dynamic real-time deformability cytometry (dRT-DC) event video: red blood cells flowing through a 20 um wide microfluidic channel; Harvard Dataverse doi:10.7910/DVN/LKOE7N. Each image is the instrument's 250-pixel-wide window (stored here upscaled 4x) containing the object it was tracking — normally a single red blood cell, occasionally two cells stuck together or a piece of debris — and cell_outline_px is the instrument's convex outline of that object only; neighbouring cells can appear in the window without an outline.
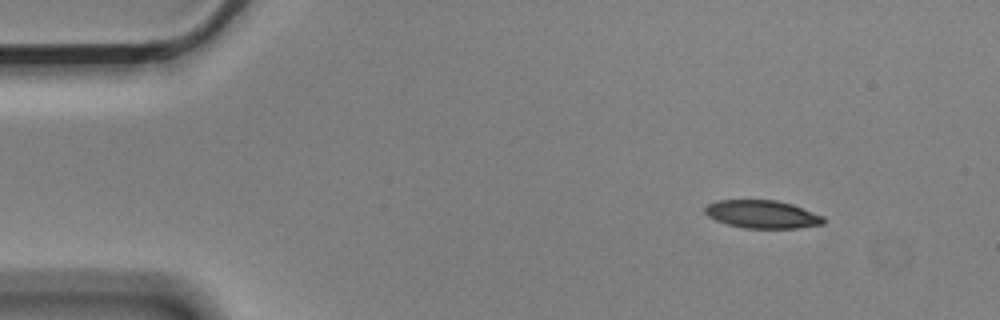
{"species": "Egyptian fruit bat (a non-hibernating species)", "species_latin": "Rousettus aegyptiacus", "temperature_condition": "cold", "stored_images_in_passage": 7, "camera_frame_rate_fps": 3000, "um_per_image_px": 0.085, "animal": {"sex": "male"}, "frame": {"image": 1, "passage_image": 1, "time_ms": 0.0, "image_size_px": [1000, 320], "cell_outline_px": [[824, 224], [796, 228], [744, 228], [728, 224], [716, 220], [708, 216], [704, 212], [704, 208], [708, 204], [716, 200], [776, 200], [792, 204], [824, 216]], "centroid_in_image_um": [64.78, 18.21], "position_along_channel_um": 20.2, "area_um2": 19.31}}
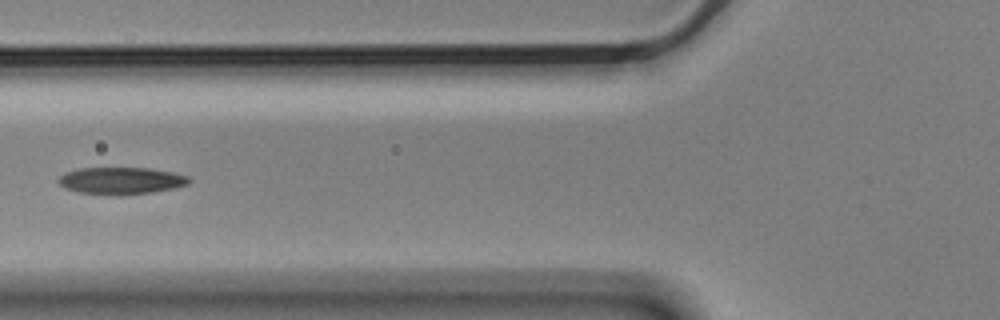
{"frame": {"image": 2, "passage_image": 5, "time_ms": 1.333, "image_size_px": [1000, 320], "cell_outline_px": [[192, 180], [188, 184], [172, 188], [152, 192], [120, 196], [116, 196], [80, 192], [68, 188], [60, 184], [56, 180], [64, 172], [80, 168], [148, 168], [172, 172], [188, 176]], "centroid_in_image_um": [10.29, 15.36], "position_along_channel_um": 115.5, "area_um2": 20.58}}
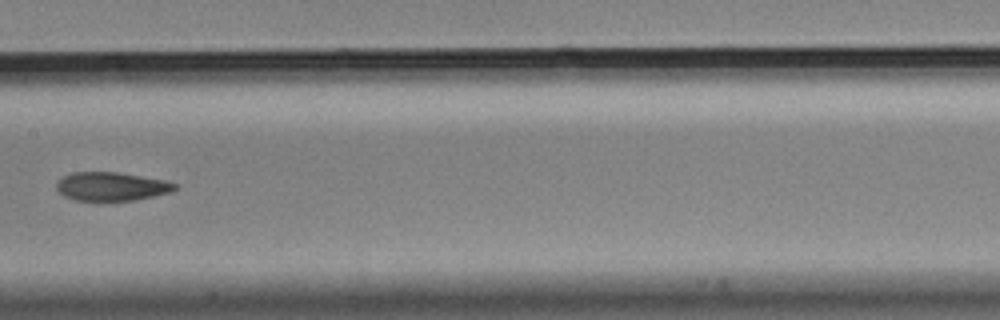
{"frame": {"image": 3, "passage_image": 7, "time_ms": 2.0, "image_size_px": [1000, 320], "cell_outline_px": [[176, 188], [168, 192], [136, 200], [96, 204], [76, 200], [64, 196], [56, 188], [56, 184], [64, 176], [72, 172], [116, 172], [164, 180], [176, 184]], "centroid_in_image_um": [9.41, 15.9], "position_along_channel_um": 198.0, "area_um2": 20.17}}